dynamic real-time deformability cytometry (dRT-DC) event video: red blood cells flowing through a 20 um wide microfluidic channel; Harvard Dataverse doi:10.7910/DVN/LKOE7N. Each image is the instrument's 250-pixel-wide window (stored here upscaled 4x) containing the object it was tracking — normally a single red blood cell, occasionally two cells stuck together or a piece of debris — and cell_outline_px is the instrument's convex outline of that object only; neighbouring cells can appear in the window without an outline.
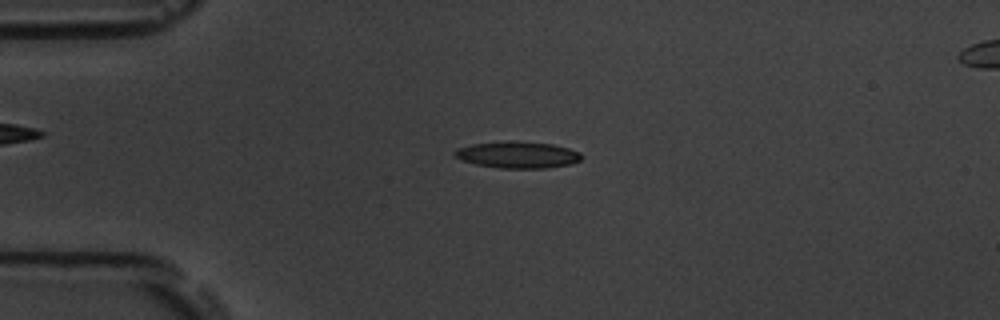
{"species": "common noctule bat (a hibernating species)", "species_latin": "Nyctalus noctula", "temperature_condition": "room temperature", "stored_images_in_passage": 55, "camera_frame_rate_fps": 3000, "um_per_image_px": 0.085, "animal": {"sex": "male", "body_mass_g": 19.5, "forearm_length_mm": 54.6}, "frame": {"image": 1, "passage_image": 13, "time_ms": 4.0, "image_size_px": [1000, 320], "cell_outline_px": [[580, 160], [572, 164], [548, 168], [500, 168], [476, 164], [460, 160], [452, 152], [456, 148], [472, 144], [508, 140], [552, 144], [568, 148], [580, 152]], "centroid_in_image_um": [43.97, 13.15], "position_along_channel_um": 41.0, "area_um2": 19.77}}
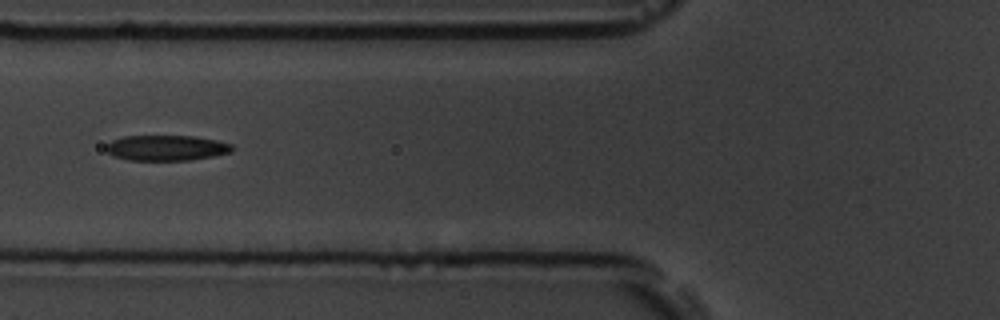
{"frame": {"image": 2, "passage_image": 21, "time_ms": 6.667, "image_size_px": [1000, 320], "cell_outline_px": [[232, 152], [192, 160], [128, 160], [112, 156], [104, 148], [112, 140], [124, 136], [196, 136], [216, 140], [232, 144]], "centroid_in_image_um": [14.13, 12.57], "position_along_channel_um": 111.7, "area_um2": 18.73}}
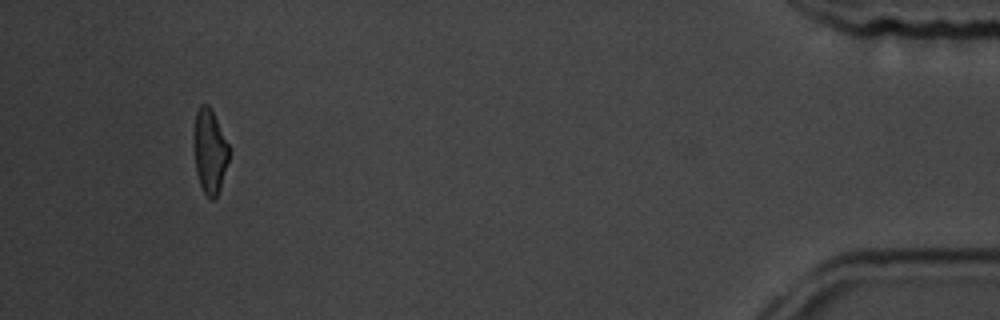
{"frame": {"image": 3, "passage_image": 52, "time_ms": 17.0, "image_size_px": [1000, 320], "cell_outline_px": [[228, 160], [220, 188], [216, 200], [212, 200], [204, 192], [200, 184], [196, 172], [192, 136], [196, 112], [200, 104], [208, 104], [212, 108], [228, 144]], "centroid_in_image_um": [17.8, 12.82], "position_along_channel_um": 417.4, "area_um2": 17.46}, "authors_computed_cell_mechanics": {"area_um2": 18.7272, "velocity_mm_per_s": 3.6596, "shape_relaxation_time_tau1_ms": 5.2478, "shape_relaxation_time_tau2_ms": 3.2549, "deformation_change_tau1": 0.1573, "deformation_change_tau2": 0.1281}}